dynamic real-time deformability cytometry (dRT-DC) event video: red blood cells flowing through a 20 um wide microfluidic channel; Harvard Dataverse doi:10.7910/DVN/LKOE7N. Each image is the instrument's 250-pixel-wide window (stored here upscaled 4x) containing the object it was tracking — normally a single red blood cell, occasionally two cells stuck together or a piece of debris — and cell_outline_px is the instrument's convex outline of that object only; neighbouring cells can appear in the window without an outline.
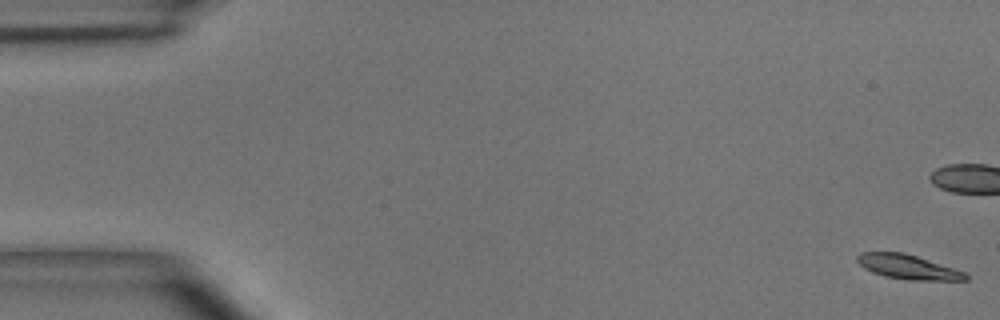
{"species": "common noctule bat (a hibernating species)", "species_latin": "Nyctalus noctula", "temperature_condition": "room temperature", "stored_images_in_passage": 4, "camera_frame_rate_fps": 3000, "um_per_image_px": 0.085, "animal": {"sex": "male", "body_mass_g": 15.6}, "frame": {"image": 1, "passage_image": 1, "time_ms": 0.0, "image_size_px": [1000, 320], "cell_outline_px": [[968, 280], [908, 280], [884, 276], [872, 272], [864, 268], [856, 260], [856, 256], [860, 252], [904, 252], [964, 272], [968, 276]], "centroid_in_image_um": [77.12, 22.69], "position_along_channel_um": 7.9, "area_um2": 15.26}}